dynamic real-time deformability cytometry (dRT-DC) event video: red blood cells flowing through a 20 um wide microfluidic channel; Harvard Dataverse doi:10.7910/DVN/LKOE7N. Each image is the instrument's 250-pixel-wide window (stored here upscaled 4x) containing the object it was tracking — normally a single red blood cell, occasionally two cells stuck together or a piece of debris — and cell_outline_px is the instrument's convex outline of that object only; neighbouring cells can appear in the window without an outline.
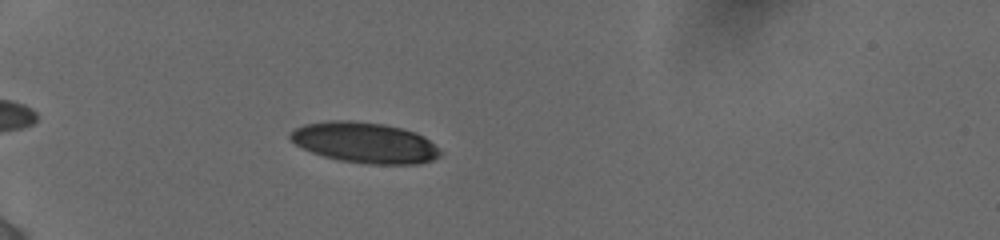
{"species": "human", "species_latin": "Homo sapiens", "temperature_condition": "cold", "stored_images_in_passage": 10, "camera_frame_rate_fps": 3000, "um_per_image_px": 0.085, "donor": {"sex": "female"}, "frame": {"image": 1, "passage_image": 6, "time_ms": 2.333, "image_size_px": [1000, 240], "cell_outline_px": [[444, 152], [440, 156], [432, 160], [420, 164], [364, 164], [340, 160], [324, 156], [312, 152], [296, 144], [288, 136], [288, 132], [304, 124], [328, 120], [348, 120], [384, 124], [404, 128], [416, 132], [424, 136]], "centroid_in_image_um": [31.04, 12.12], "position_along_channel_um": 54.0, "area_um2": 35.84}}
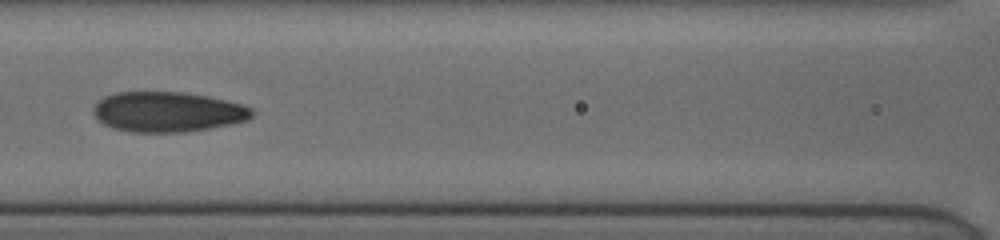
{"frame": {"image": 2, "passage_image": 9, "time_ms": 5.667, "image_size_px": [1000, 240], "cell_outline_px": [[252, 116], [248, 120], [208, 128], [184, 132], [132, 132], [112, 128], [104, 124], [92, 112], [92, 108], [104, 96], [116, 92], [184, 92], [208, 96], [240, 104], [252, 108]], "centroid_in_image_um": [14.22, 9.5], "position_along_channel_um": 152.4, "area_um2": 36.88}}
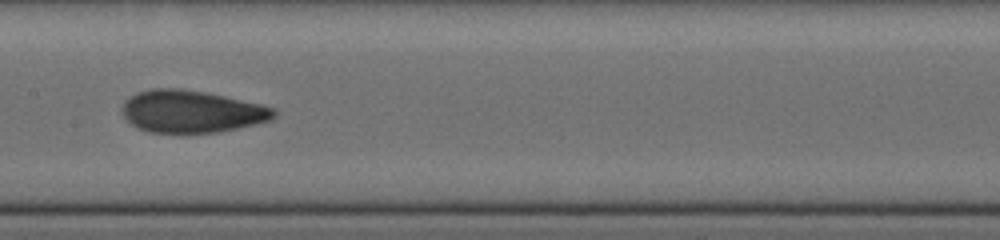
{"frame": {"image": 3, "passage_image": 10, "time_ms": 6.667, "image_size_px": [1000, 240], "cell_outline_px": [[276, 116], [272, 120], [236, 128], [216, 132], [148, 132], [136, 128], [120, 112], [124, 100], [136, 92], [152, 88], [180, 88], [204, 92], [224, 96], [260, 104], [276, 108]], "centroid_in_image_um": [16.25, 9.46], "position_along_channel_um": 191.2, "area_um2": 37.4}}